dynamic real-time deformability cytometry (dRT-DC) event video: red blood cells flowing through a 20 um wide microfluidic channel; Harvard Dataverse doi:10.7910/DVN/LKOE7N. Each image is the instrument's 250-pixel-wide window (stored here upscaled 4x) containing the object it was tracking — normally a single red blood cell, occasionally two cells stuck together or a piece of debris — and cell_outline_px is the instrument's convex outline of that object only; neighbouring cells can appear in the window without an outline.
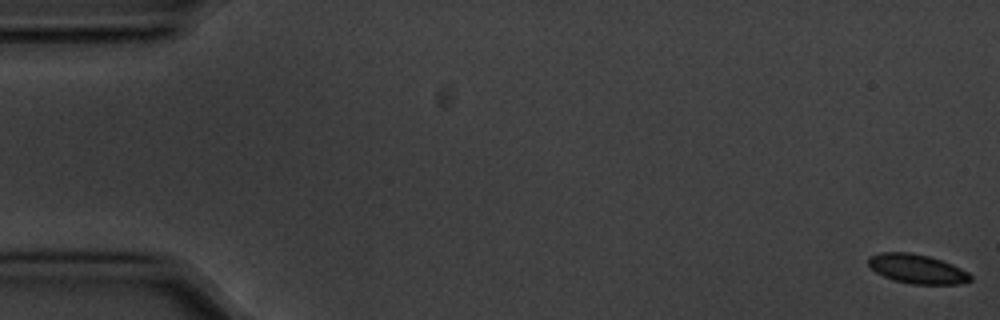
{"species": "common noctule bat (a hibernating species)", "species_latin": "Nyctalus noctula", "temperature_condition": "cold", "stored_images_in_passage": 18, "camera_frame_rate_fps": 3000, "um_per_image_px": 0.085, "animal": {"sex": "male", "body_mass_g": 20.1, "forearm_length_mm": 53.5}, "frame": {"image": 1, "passage_image": 1, "time_ms": 0.0, "image_size_px": [1000, 320], "cell_outline_px": [[972, 280], [960, 284], [912, 284], [892, 280], [876, 272], [868, 264], [868, 256], [880, 252], [908, 252], [928, 256], [952, 264], [968, 272], [972, 276]], "centroid_in_image_um": [77.94, 22.86], "position_along_channel_um": 7.1, "area_um2": 17.4}}
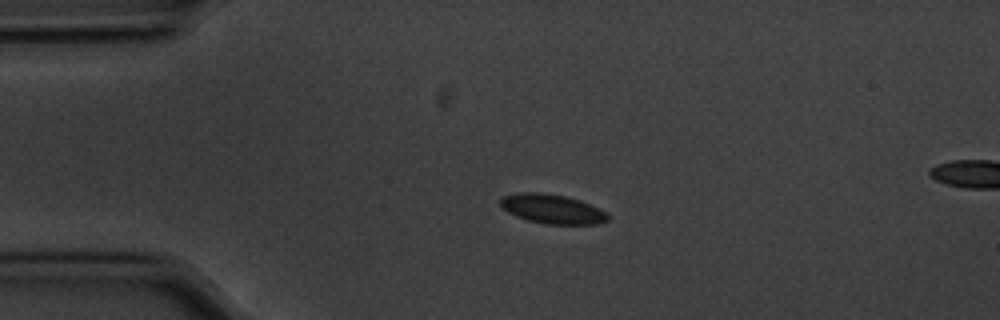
{"frame": {"image": 2, "passage_image": 13, "time_ms": 4.0, "image_size_px": [1000, 320], "cell_outline_px": [[608, 220], [596, 224], [544, 224], [528, 220], [516, 216], [508, 212], [500, 204], [500, 200], [504, 196], [520, 192], [540, 192], [564, 196], [580, 200], [604, 212], [608, 216]], "centroid_in_image_um": [46.9, 17.76], "position_along_channel_um": 38.1, "area_um2": 18.03}}